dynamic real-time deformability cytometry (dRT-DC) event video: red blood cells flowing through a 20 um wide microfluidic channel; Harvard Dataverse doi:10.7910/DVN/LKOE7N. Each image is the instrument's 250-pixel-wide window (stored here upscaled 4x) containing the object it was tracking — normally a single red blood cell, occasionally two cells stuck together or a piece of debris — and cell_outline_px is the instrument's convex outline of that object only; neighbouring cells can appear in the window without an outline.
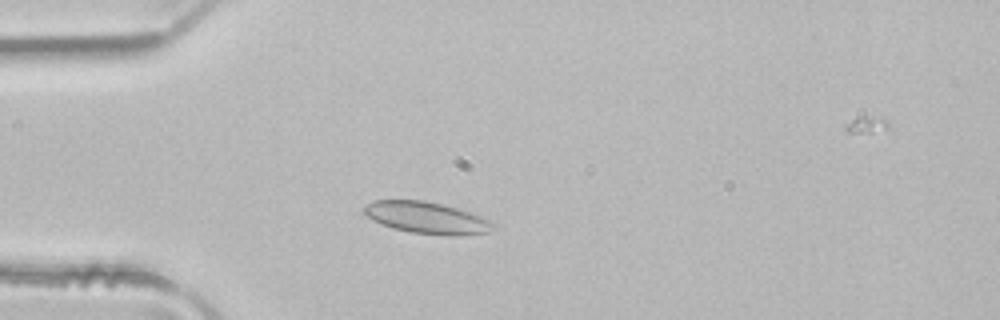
{"species": "common noctule bat (a hibernating species)", "species_latin": "Nyctalus noctula", "temperature_condition": "room temperature", "stored_images_in_passage": 4, "camera_frame_rate_fps": 3000, "um_per_image_px": 0.085, "animal": {"sex": "male", "body_mass_g": 21.5, "forearm_length_mm": 52.0}, "frame": {"image": 1, "passage_image": 3, "time_ms": 0.667, "image_size_px": [1000, 320], "cell_outline_px": [[500, 228], [488, 232], [460, 236], [444, 236], [412, 232], [392, 228], [368, 216], [360, 208], [364, 204], [372, 200], [424, 200], [456, 208], [480, 216], [496, 224]], "centroid_in_image_um": [36.3, 18.52], "position_along_channel_um": 48.7, "area_um2": 23.99}}